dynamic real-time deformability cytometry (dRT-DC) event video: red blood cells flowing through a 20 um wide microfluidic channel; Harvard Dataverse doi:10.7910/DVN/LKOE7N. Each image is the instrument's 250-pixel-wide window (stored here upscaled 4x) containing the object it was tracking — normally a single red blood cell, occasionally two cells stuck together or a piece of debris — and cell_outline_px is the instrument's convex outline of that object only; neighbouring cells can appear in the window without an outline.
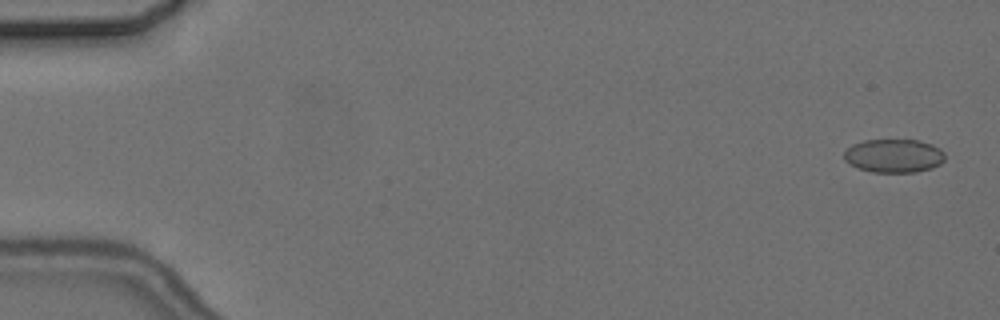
{"species": "common noctule bat (a hibernating species)", "species_latin": "Nyctalus noctula", "temperature_condition": "cold", "stored_images_in_passage": 6, "camera_frame_rate_fps": 3000, "um_per_image_px": 0.085, "animal": {"sex": "female", "body_mass_g": 24.6, "forearm_length_mm": 56.2}, "frame": {"image": 1, "passage_image": 1, "time_ms": 0.0, "image_size_px": [1000, 320], "cell_outline_px": [[944, 160], [940, 164], [932, 168], [912, 172], [872, 172], [856, 168], [848, 164], [844, 160], [844, 152], [852, 144], [864, 140], [916, 140], [932, 144], [940, 148], [944, 152]], "centroid_in_image_um": [75.95, 13.24], "position_along_channel_um": 9.1, "area_um2": 19.83}}
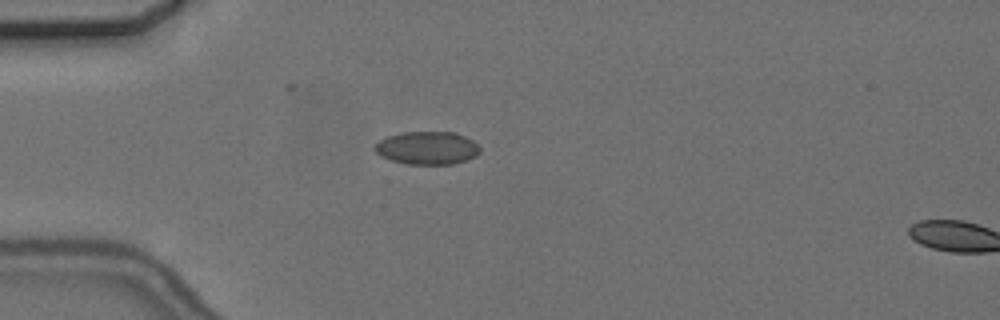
{"frame": {"image": 2, "passage_image": 5, "time_ms": 4.667, "image_size_px": [1000, 320], "cell_outline_px": [[480, 152], [476, 156], [468, 160], [452, 164], [408, 164], [392, 160], [380, 156], [372, 148], [380, 140], [388, 136], [404, 132], [456, 132], [472, 140], [480, 148]], "centroid_in_image_um": [36.32, 12.58], "position_along_channel_um": 48.7, "area_um2": 20.23}}